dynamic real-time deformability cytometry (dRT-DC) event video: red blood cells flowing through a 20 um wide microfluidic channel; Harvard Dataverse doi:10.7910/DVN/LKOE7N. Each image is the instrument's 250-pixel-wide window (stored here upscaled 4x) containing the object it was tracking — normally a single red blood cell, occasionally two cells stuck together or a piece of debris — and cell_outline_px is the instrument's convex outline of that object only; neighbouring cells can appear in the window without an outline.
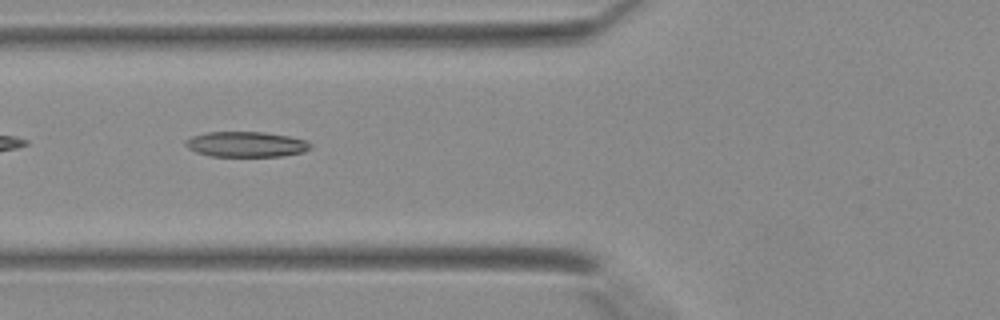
{"species": "Egyptian fruit bat (a non-hibernating species)", "species_latin": "Rousettus aegyptiacus", "temperature_condition": "warm", "stored_images_in_passage": 36, "camera_frame_rate_fps": 3000, "um_per_image_px": 0.085, "animal": {"sex": "female"}, "frame": {"image": 1, "passage_image": 11, "time_ms": 3.333, "image_size_px": [1000, 320], "cell_outline_px": [[312, 144], [304, 152], [280, 156], [212, 156], [196, 152], [188, 148], [184, 144], [184, 140], [192, 136], [208, 132], [264, 132], [288, 136], [304, 140]], "centroid_in_image_um": [20.88, 12.26], "position_along_channel_um": 104.9, "area_um2": 18.32}}
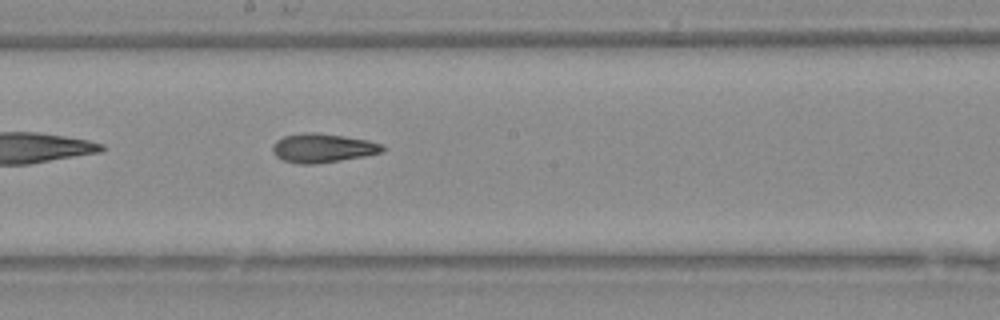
{"frame": {"image": 2, "passage_image": 18, "time_ms": 5.667, "image_size_px": [1000, 320], "cell_outline_px": [[388, 148], [384, 152], [364, 156], [316, 164], [296, 164], [284, 160], [276, 156], [272, 152], [272, 144], [276, 140], [284, 136], [304, 132], [316, 132], [344, 136], [368, 140], [384, 144]], "centroid_in_image_um": [27.45, 12.58], "position_along_channel_um": 220.7, "area_um2": 18.84}}
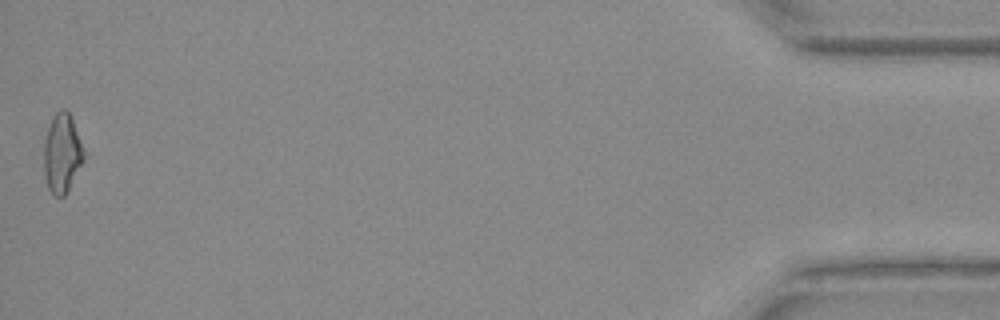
{"frame": {"image": 3, "passage_image": 36, "time_ms": 11.667, "image_size_px": [1000, 320], "cell_outline_px": [[84, 160], [64, 196], [56, 196], [48, 188], [44, 172], [44, 140], [52, 116], [60, 108], [64, 108], [68, 112], [72, 120], [84, 148]], "centroid_in_image_um": [5.27, 13.0], "position_along_channel_um": 429.9, "area_um2": 18.21}}